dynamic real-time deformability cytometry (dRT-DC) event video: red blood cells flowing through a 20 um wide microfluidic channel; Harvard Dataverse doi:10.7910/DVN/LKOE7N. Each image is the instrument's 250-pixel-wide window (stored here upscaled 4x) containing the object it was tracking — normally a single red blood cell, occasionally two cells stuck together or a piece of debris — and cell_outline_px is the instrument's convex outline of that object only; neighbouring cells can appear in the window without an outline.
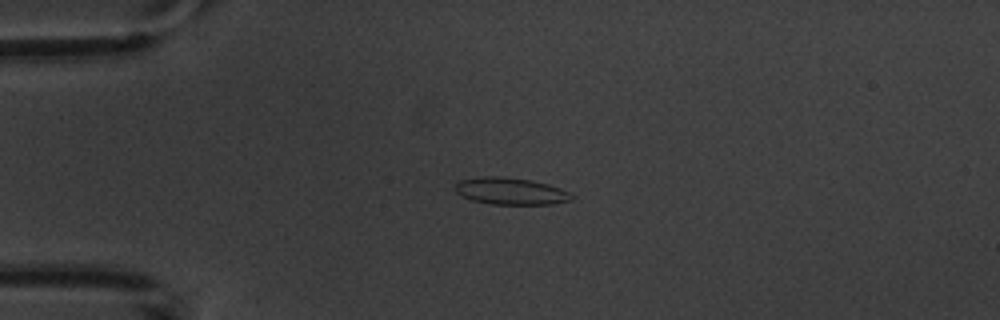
{"species": "common noctule bat (a hibernating species)", "species_latin": "Nyctalus noctula", "temperature_condition": "warm", "stored_images_in_passage": 5, "camera_frame_rate_fps": 3000, "um_per_image_px": 0.085, "animal": {"sex": "male", "body_mass_g": 20.1, "forearm_length_mm": 53.5}, "frame": {"image": 1, "passage_image": 3, "time_ms": 2.0, "image_size_px": [1000, 320], "cell_outline_px": [[576, 196], [572, 200], [552, 204], [492, 204], [472, 200], [456, 192], [456, 184], [460, 180], [484, 176], [500, 176], [532, 180], [548, 184], [560, 188]], "centroid_in_image_um": [43.45, 16.24], "position_along_channel_um": 41.6, "area_um2": 18.21}}